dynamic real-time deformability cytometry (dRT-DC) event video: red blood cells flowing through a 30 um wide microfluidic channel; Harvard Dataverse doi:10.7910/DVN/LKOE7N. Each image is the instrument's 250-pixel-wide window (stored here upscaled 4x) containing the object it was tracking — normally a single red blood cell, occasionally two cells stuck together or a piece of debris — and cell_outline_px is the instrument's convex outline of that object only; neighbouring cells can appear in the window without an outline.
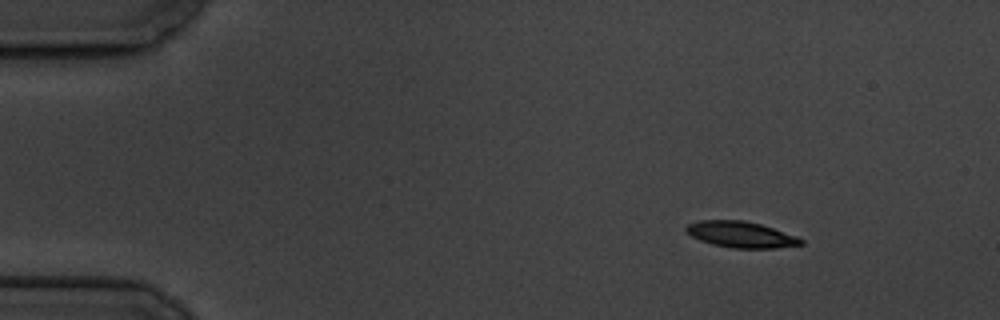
{"species": "common noctule bat (a hibernating species)", "species_latin": "Nyctalus noctula", "temperature_condition": "cold", "stored_images_in_passage": 10, "camera_frame_rate_fps": 3000, "um_per_image_px": 0.085, "animal": {"sex": "male", "body_mass_g": 19.5, "forearm_length_mm": 54.6}, "frame": {"image": 1, "passage_image": 1, "time_ms": 0.0, "image_size_px": [1000, 320], "cell_outline_px": [[804, 244], [776, 248], [732, 248], [712, 244], [700, 240], [692, 236], [684, 228], [688, 224], [700, 220], [744, 220], [760, 224], [796, 236], [804, 240]], "centroid_in_image_um": [62.98, 19.93], "position_along_channel_um": 22.0, "area_um2": 17.34}}